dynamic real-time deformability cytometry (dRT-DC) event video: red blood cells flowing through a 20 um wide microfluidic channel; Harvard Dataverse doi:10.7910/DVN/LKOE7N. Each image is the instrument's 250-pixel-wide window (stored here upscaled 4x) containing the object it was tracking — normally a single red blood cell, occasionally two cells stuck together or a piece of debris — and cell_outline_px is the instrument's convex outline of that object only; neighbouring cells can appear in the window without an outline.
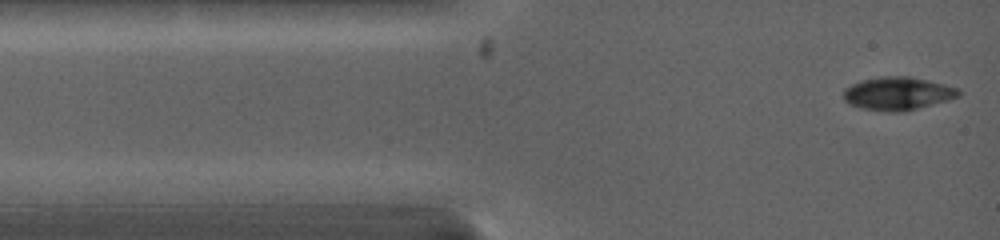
{"species": "common noctule bat (a hibernating species)", "species_latin": "Nyctalus noctula", "temperature_condition": "warm", "stored_images_in_passage": 50, "camera_frame_rate_fps": 5000, "um_per_image_px": 0.085, "animal": {"sex": "female", "body_mass_g": 19.0, "forearm_length_mm": 53.3}, "frame": {"image": 1, "passage_image": 1, "time_ms": 0.0, "image_size_px": [1000, 240], "cell_outline_px": [[960, 96], [948, 100], [904, 112], [884, 112], [860, 108], [848, 104], [844, 100], [844, 88], [860, 80], [880, 76], [908, 76], [928, 80], [960, 88]], "centroid_in_image_um": [76.29, 7.95], "position_along_channel_um": 8.7, "area_um2": 22.54}}
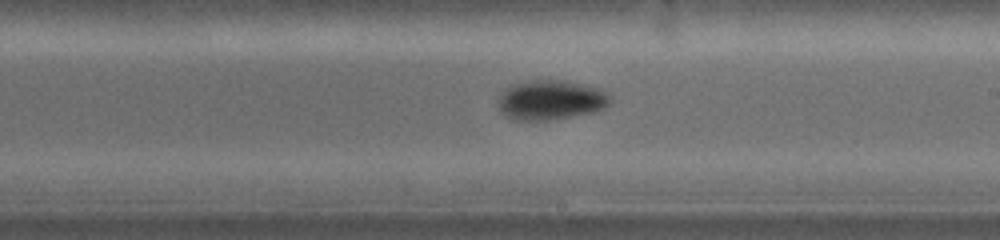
{"frame": {"image": 2, "passage_image": 22, "time_ms": 6.8, "image_size_px": [1000, 240], "cell_outline_px": [[612, 100], [604, 108], [592, 112], [548, 120], [512, 120], [500, 112], [500, 96], [512, 84], [544, 80], [564, 80], [600, 88], [612, 96]], "centroid_in_image_um": [46.86, 8.51], "position_along_channel_um": 242.1, "area_um2": 25.55}}
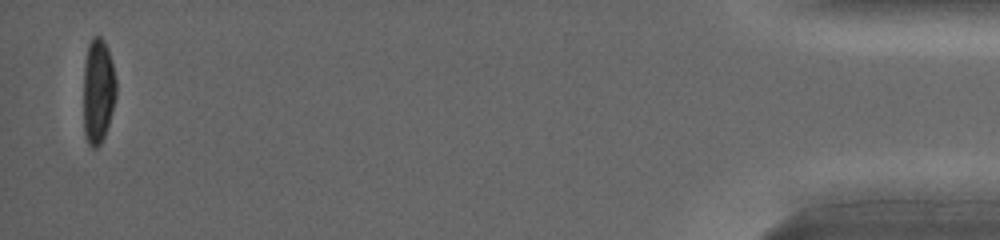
{"frame": {"image": 3, "passage_image": 50, "time_ms": 14.4, "image_size_px": [1000, 240], "cell_outline_px": [[116, 96], [108, 124], [104, 136], [100, 144], [96, 148], [92, 148], [88, 144], [84, 136], [84, 64], [88, 44], [92, 36], [100, 36], [104, 40], [108, 48], [116, 80]], "centroid_in_image_um": [8.33, 7.72], "position_along_channel_um": 426.9, "area_um2": 20.06}, "authors_computed_cell_mechanics": {"area_um2": 22.4842, "velocity_mm_per_s": 4.1341, "shape_relaxation_time_tau1_ms": 2.4516, "shape_relaxation_time_tau2_ms": null, "deformation_change_tau1": 0.1527, "deformation_change_tau2": null}}